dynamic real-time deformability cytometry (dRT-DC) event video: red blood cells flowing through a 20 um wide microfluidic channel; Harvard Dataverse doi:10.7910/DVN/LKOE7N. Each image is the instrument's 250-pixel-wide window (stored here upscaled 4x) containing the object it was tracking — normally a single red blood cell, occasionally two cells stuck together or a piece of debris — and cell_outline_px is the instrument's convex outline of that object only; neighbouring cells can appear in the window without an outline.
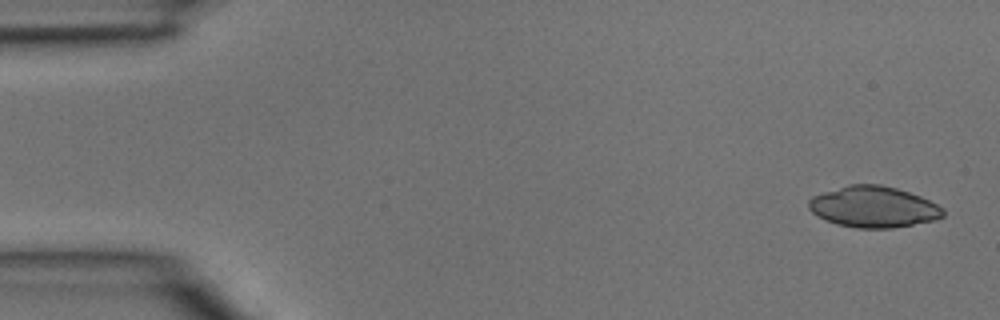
{"species": "common noctule bat (a hibernating species)", "species_latin": "Nyctalus noctula", "temperature_condition": "room temperature", "stored_images_in_passage": 3, "camera_frame_rate_fps": 3000, "um_per_image_px": 0.085, "animal": {"sex": "male", "body_mass_g": 15.6}, "frame": {"image": 1, "passage_image": 1, "time_ms": 0.0, "image_size_px": [1000, 320], "cell_outline_px": [[944, 216], [932, 220], [892, 228], [856, 228], [836, 224], [824, 220], [816, 216], [808, 208], [808, 200], [812, 196], [848, 184], [880, 184], [896, 188], [920, 196], [944, 208]], "centroid_in_image_um": [74.2, 17.58], "position_along_channel_um": 10.8, "area_um2": 32.19}}